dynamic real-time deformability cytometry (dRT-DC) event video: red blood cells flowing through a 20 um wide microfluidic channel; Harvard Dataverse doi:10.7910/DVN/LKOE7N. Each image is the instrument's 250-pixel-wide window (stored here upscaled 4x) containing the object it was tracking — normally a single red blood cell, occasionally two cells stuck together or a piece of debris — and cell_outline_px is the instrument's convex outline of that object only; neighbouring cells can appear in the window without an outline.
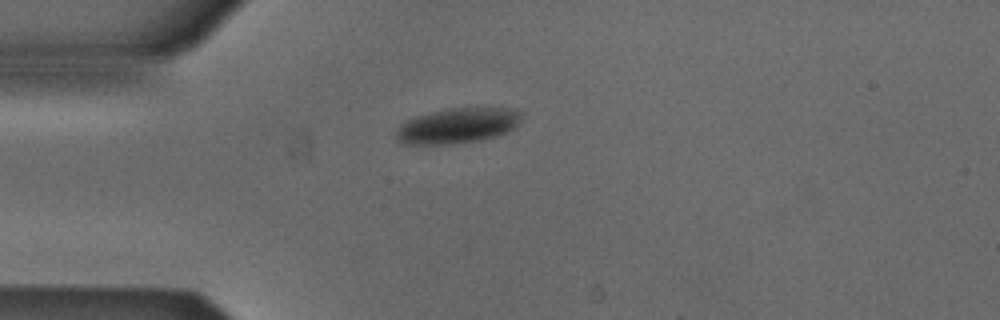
{"species": "Egyptian fruit bat (a non-hibernating species)", "species_latin": "Rousettus aegyptiacus", "temperature_condition": "cold", "stored_images_in_passage": 1, "camera_frame_rate_fps": 3000, "um_per_image_px": 0.085, "animal": {"sex": "male"}, "frame": {"image": 1, "passage_image": 1, "time_ms": 0.0, "image_size_px": [1000, 320], "cell_outline_px": [[524, 112], [516, 124], [512, 128], [496, 136], [476, 140], [452, 144], [400, 144], [396, 140], [392, 132], [404, 120], [428, 112], [448, 108], [516, 108]], "centroid_in_image_um": [38.79, 10.67], "position_along_channel_um": 46.2, "area_um2": 26.07}}